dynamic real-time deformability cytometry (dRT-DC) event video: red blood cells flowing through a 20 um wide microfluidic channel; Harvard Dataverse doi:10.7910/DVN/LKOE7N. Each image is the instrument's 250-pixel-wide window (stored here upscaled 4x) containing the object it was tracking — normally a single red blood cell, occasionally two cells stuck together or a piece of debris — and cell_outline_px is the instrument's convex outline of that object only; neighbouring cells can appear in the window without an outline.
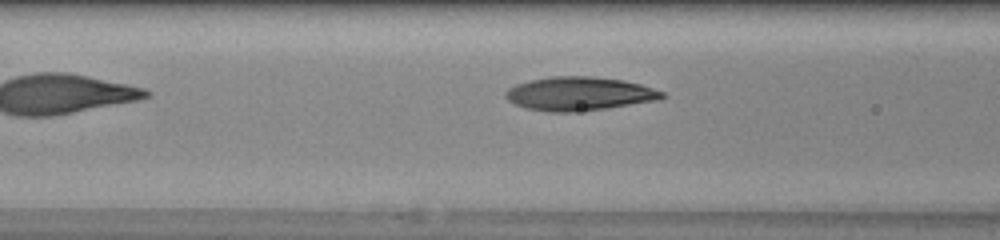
{"species": "human", "species_latin": "Homo sapiens", "temperature_condition": "warm", "stored_images_in_passage": 29, "camera_frame_rate_fps": 3000, "um_per_image_px": 0.085, "donor": {"sex": "female"}, "frame": {"image": 1, "passage_image": 5, "time_ms": 1.333, "image_size_px": [1000, 240], "cell_outline_px": [[668, 96], [656, 100], [604, 108], [576, 112], [548, 112], [524, 108], [508, 100], [504, 96], [504, 92], [508, 88], [516, 84], [528, 80], [552, 76], [592, 76], [624, 80], [640, 84], [664, 92]], "centroid_in_image_um": [49.19, 7.96], "position_along_channel_um": 117.4, "area_um2": 30.75}}
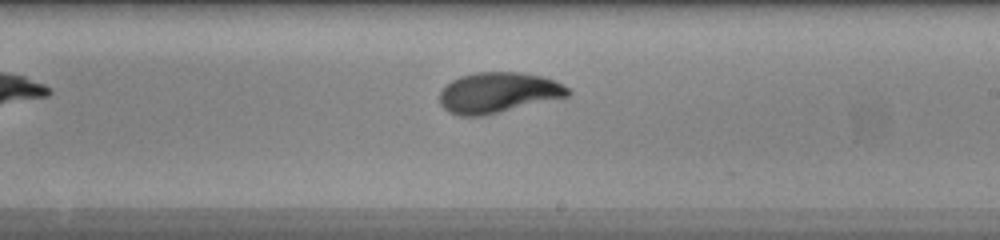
{"frame": {"image": 2, "passage_image": 14, "time_ms": 4.333, "image_size_px": [1000, 240], "cell_outline_px": [[572, 92], [568, 96], [484, 116], [460, 116], [448, 112], [440, 104], [440, 92], [452, 80], [460, 76], [476, 72], [520, 72], [544, 76], [556, 80], [568, 88]], "centroid_in_image_um": [42.36, 7.87], "position_along_channel_um": 246.6, "area_um2": 30.4}}
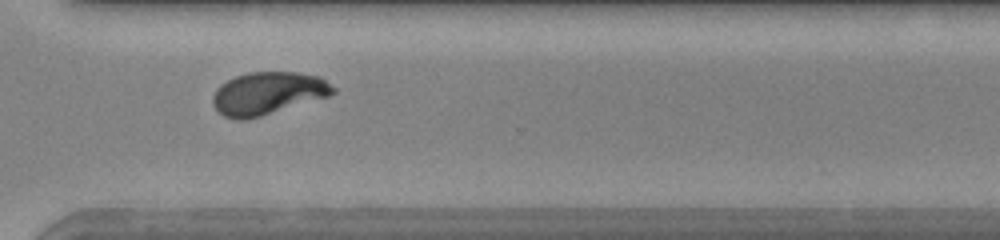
{"frame": {"image": 3, "passage_image": 21, "time_ms": 6.667, "image_size_px": [1000, 240], "cell_outline_px": [[336, 92], [328, 96], [260, 116], [244, 120], [236, 120], [224, 116], [212, 104], [212, 96], [216, 88], [220, 84], [236, 76], [248, 72], [296, 72], [320, 76], [336, 88]], "centroid_in_image_um": [22.75, 7.92], "position_along_channel_um": 347.8, "area_um2": 29.77}}